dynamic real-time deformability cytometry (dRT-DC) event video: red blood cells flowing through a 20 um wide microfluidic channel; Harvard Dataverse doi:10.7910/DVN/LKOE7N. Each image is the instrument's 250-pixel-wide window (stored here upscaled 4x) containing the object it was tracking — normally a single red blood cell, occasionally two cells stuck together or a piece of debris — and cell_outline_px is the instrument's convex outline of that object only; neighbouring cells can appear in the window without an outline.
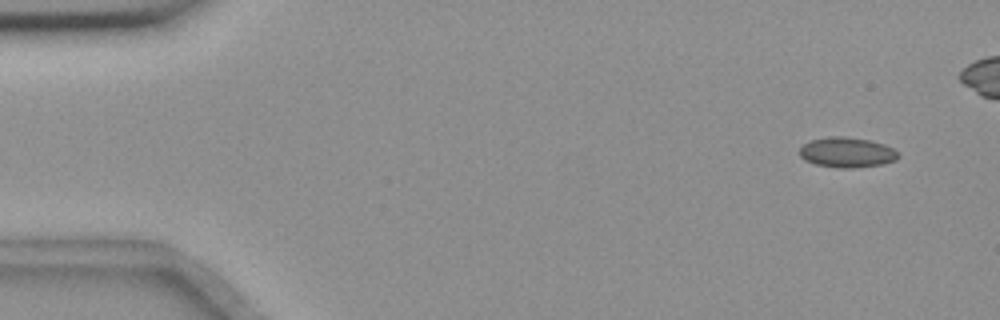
{"species": "common noctule bat (a hibernating species)", "species_latin": "Nyctalus noctula", "temperature_condition": "room temperature", "stored_images_in_passage": 50, "camera_frame_rate_fps": 3000, "um_per_image_px": 0.085, "animal": {"sex": "female", "body_mass_g": 18.4}, "frame": {"image": 1, "passage_image": 4, "time_ms": 1.0, "image_size_px": [1000, 320], "cell_outline_px": [[900, 156], [896, 160], [884, 164], [852, 168], [840, 168], [816, 164], [804, 160], [800, 156], [800, 148], [804, 144], [812, 140], [828, 136], [844, 136], [872, 140], [884, 144], [900, 152]], "centroid_in_image_um": [72.03, 12.95], "position_along_channel_um": 13.0, "area_um2": 17.51}}
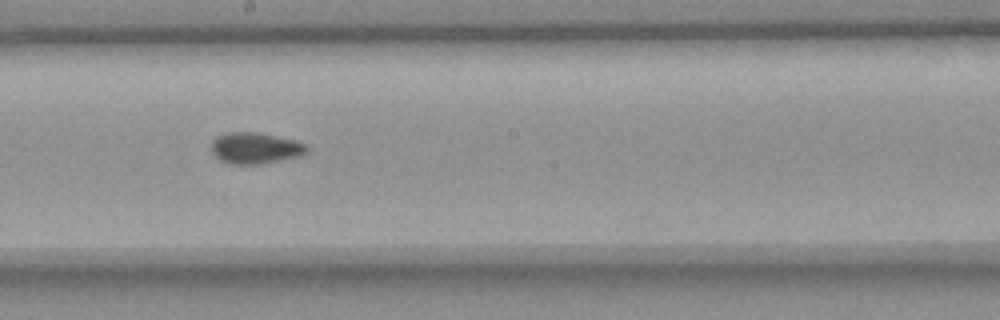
{"frame": {"image": 2, "passage_image": 31, "time_ms": 10.0, "image_size_px": [1000, 320], "cell_outline_px": [[308, 152], [300, 156], [260, 164], [228, 164], [220, 160], [212, 152], [212, 140], [216, 136], [228, 132], [256, 132], [276, 136], [292, 140], [304, 144], [308, 148]], "centroid_in_image_um": [21.67, 12.59], "position_along_channel_um": 226.5, "area_um2": 17.28}}
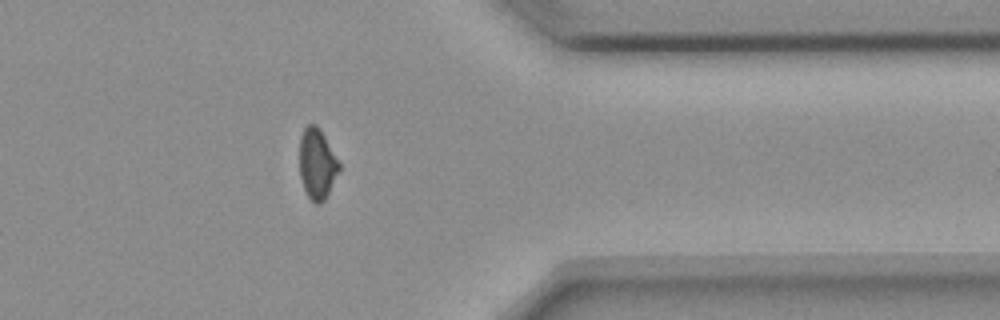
{"frame": {"image": 3, "passage_image": 45, "time_ms": 14.667, "image_size_px": [1000, 320], "cell_outline_px": [[340, 168], [324, 200], [320, 204], [316, 204], [308, 196], [304, 188], [300, 176], [300, 136], [304, 128], [308, 124], [316, 124], [320, 128], [340, 164]], "centroid_in_image_um": [26.94, 13.9], "position_along_channel_um": 384.5, "area_um2": 16.01}, "authors_computed_cell_mechanics": {"area_um2": 16.7909, "velocity_mm_per_s": 3.6693, "shape_relaxation_time_tau1_ms": null, "shape_relaxation_time_tau2_ms": 6.2187, "deformation_change_tau1": null, "deformation_change_tau2": 0.0816}}